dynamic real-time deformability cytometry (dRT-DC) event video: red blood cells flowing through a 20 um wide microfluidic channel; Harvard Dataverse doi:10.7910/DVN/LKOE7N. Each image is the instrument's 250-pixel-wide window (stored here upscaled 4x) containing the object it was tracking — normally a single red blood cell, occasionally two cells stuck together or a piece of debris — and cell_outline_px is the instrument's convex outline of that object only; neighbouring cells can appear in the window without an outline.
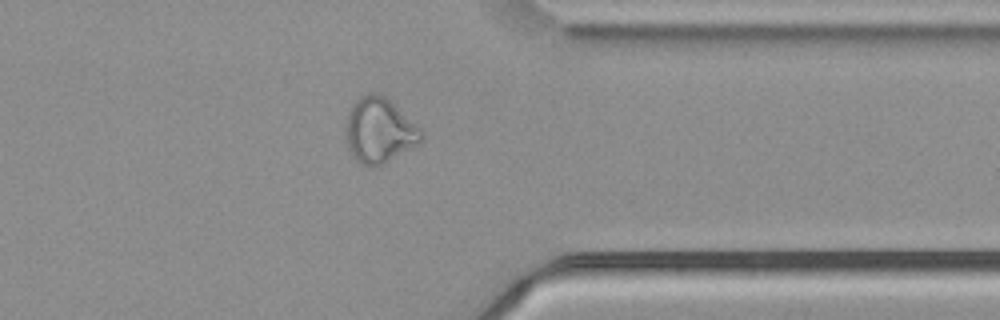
{"species": "common noctule bat (a hibernating species)", "species_latin": "Nyctalus noctula", "temperature_condition": "cold", "stored_images_in_passage": 40, "camera_frame_rate_fps": 3000, "um_per_image_px": 0.085, "animal": {"sex": "male", "body_mass_g": 21.5, "forearm_length_mm": 52.0}, "frame": {"image": 1, "passage_image": 29, "time_ms": 9.333, "image_size_px": [1000, 320], "cell_outline_px": [[424, 140], [420, 144], [384, 164], [376, 168], [368, 168], [360, 164], [348, 152], [344, 136], [344, 128], [348, 112], [352, 104], [360, 96], [368, 92], [380, 92], [416, 124], [424, 132]], "centroid_in_image_um": [32.21, 11.13], "position_along_channel_um": 379.2, "area_um2": 29.65}, "authors_computed_cell_mechanics": {"area_um2": 27.3683, "velocity_mm_per_s": 3.7516, "shape_relaxation_time_tau1_ms": null, "shape_relaxation_time_tau2_ms": 1.7476, "deformation_change_tau1": null, "deformation_change_tau2": 0.0887}}